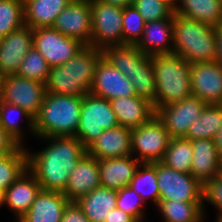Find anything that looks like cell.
I'll return each instance as SVG.
<instances>
[{"label": "cell", "instance_id": "6da1fadb", "mask_svg": "<svg viewBox=\"0 0 222 222\" xmlns=\"http://www.w3.org/2000/svg\"><path fill=\"white\" fill-rule=\"evenodd\" d=\"M39 138L49 145L39 152L27 151L28 169L43 190L63 192L76 164L86 153V147L76 136Z\"/></svg>", "mask_w": 222, "mask_h": 222}, {"label": "cell", "instance_id": "7a4b0ae2", "mask_svg": "<svg viewBox=\"0 0 222 222\" xmlns=\"http://www.w3.org/2000/svg\"><path fill=\"white\" fill-rule=\"evenodd\" d=\"M103 51L85 46L60 66L50 68L46 90L52 94L84 96L90 93L98 61Z\"/></svg>", "mask_w": 222, "mask_h": 222}, {"label": "cell", "instance_id": "3957f363", "mask_svg": "<svg viewBox=\"0 0 222 222\" xmlns=\"http://www.w3.org/2000/svg\"><path fill=\"white\" fill-rule=\"evenodd\" d=\"M173 53L190 64L217 58L216 27L173 12Z\"/></svg>", "mask_w": 222, "mask_h": 222}, {"label": "cell", "instance_id": "277c9868", "mask_svg": "<svg viewBox=\"0 0 222 222\" xmlns=\"http://www.w3.org/2000/svg\"><path fill=\"white\" fill-rule=\"evenodd\" d=\"M83 96L47 92L34 118L36 137L76 136Z\"/></svg>", "mask_w": 222, "mask_h": 222}, {"label": "cell", "instance_id": "5b68a950", "mask_svg": "<svg viewBox=\"0 0 222 222\" xmlns=\"http://www.w3.org/2000/svg\"><path fill=\"white\" fill-rule=\"evenodd\" d=\"M156 80L155 113L192 95L190 63L174 53L151 56Z\"/></svg>", "mask_w": 222, "mask_h": 222}, {"label": "cell", "instance_id": "8992f818", "mask_svg": "<svg viewBox=\"0 0 222 222\" xmlns=\"http://www.w3.org/2000/svg\"><path fill=\"white\" fill-rule=\"evenodd\" d=\"M102 51L108 62L129 79L137 96L151 102L155 109L156 80L151 56L135 45L108 46Z\"/></svg>", "mask_w": 222, "mask_h": 222}, {"label": "cell", "instance_id": "52a82bcc", "mask_svg": "<svg viewBox=\"0 0 222 222\" xmlns=\"http://www.w3.org/2000/svg\"><path fill=\"white\" fill-rule=\"evenodd\" d=\"M111 102L88 93L83 96L76 137L87 147L106 129L117 127Z\"/></svg>", "mask_w": 222, "mask_h": 222}, {"label": "cell", "instance_id": "ba28073f", "mask_svg": "<svg viewBox=\"0 0 222 222\" xmlns=\"http://www.w3.org/2000/svg\"><path fill=\"white\" fill-rule=\"evenodd\" d=\"M92 34L90 47L103 50L108 46L123 45V8L91 0Z\"/></svg>", "mask_w": 222, "mask_h": 222}, {"label": "cell", "instance_id": "9c48e42d", "mask_svg": "<svg viewBox=\"0 0 222 222\" xmlns=\"http://www.w3.org/2000/svg\"><path fill=\"white\" fill-rule=\"evenodd\" d=\"M171 137L163 122L154 115L148 122L131 129L132 156L140 163L160 162Z\"/></svg>", "mask_w": 222, "mask_h": 222}, {"label": "cell", "instance_id": "30bf717a", "mask_svg": "<svg viewBox=\"0 0 222 222\" xmlns=\"http://www.w3.org/2000/svg\"><path fill=\"white\" fill-rule=\"evenodd\" d=\"M159 200L204 202V185L191 174L173 170L162 162H156Z\"/></svg>", "mask_w": 222, "mask_h": 222}, {"label": "cell", "instance_id": "8fae6325", "mask_svg": "<svg viewBox=\"0 0 222 222\" xmlns=\"http://www.w3.org/2000/svg\"><path fill=\"white\" fill-rule=\"evenodd\" d=\"M47 93L46 84L17 74L1 78L0 99L17 105L34 118L38 115Z\"/></svg>", "mask_w": 222, "mask_h": 222}, {"label": "cell", "instance_id": "7c38bea8", "mask_svg": "<svg viewBox=\"0 0 222 222\" xmlns=\"http://www.w3.org/2000/svg\"><path fill=\"white\" fill-rule=\"evenodd\" d=\"M33 47L43 55L50 67H55L67 62L85 45L52 27H38L33 29Z\"/></svg>", "mask_w": 222, "mask_h": 222}, {"label": "cell", "instance_id": "4fadbf2b", "mask_svg": "<svg viewBox=\"0 0 222 222\" xmlns=\"http://www.w3.org/2000/svg\"><path fill=\"white\" fill-rule=\"evenodd\" d=\"M61 34L90 46L92 34L91 0H72L58 15L52 26Z\"/></svg>", "mask_w": 222, "mask_h": 222}, {"label": "cell", "instance_id": "5bb4252c", "mask_svg": "<svg viewBox=\"0 0 222 222\" xmlns=\"http://www.w3.org/2000/svg\"><path fill=\"white\" fill-rule=\"evenodd\" d=\"M207 103L193 95L161 107L156 116L163 122L171 138H185L189 126L199 118Z\"/></svg>", "mask_w": 222, "mask_h": 222}, {"label": "cell", "instance_id": "9a60e30c", "mask_svg": "<svg viewBox=\"0 0 222 222\" xmlns=\"http://www.w3.org/2000/svg\"><path fill=\"white\" fill-rule=\"evenodd\" d=\"M90 93L109 101L137 95L129 79L110 64L104 56L97 63Z\"/></svg>", "mask_w": 222, "mask_h": 222}, {"label": "cell", "instance_id": "2e32d148", "mask_svg": "<svg viewBox=\"0 0 222 222\" xmlns=\"http://www.w3.org/2000/svg\"><path fill=\"white\" fill-rule=\"evenodd\" d=\"M192 95L207 104H222V65L217 61L190 64Z\"/></svg>", "mask_w": 222, "mask_h": 222}, {"label": "cell", "instance_id": "e0dca14e", "mask_svg": "<svg viewBox=\"0 0 222 222\" xmlns=\"http://www.w3.org/2000/svg\"><path fill=\"white\" fill-rule=\"evenodd\" d=\"M32 47L33 29L27 25L0 38V76L16 74Z\"/></svg>", "mask_w": 222, "mask_h": 222}, {"label": "cell", "instance_id": "ac0fdd59", "mask_svg": "<svg viewBox=\"0 0 222 222\" xmlns=\"http://www.w3.org/2000/svg\"><path fill=\"white\" fill-rule=\"evenodd\" d=\"M86 153L97 160L132 156L131 128L118 125L103 130L102 134L86 147Z\"/></svg>", "mask_w": 222, "mask_h": 222}, {"label": "cell", "instance_id": "d6986e66", "mask_svg": "<svg viewBox=\"0 0 222 222\" xmlns=\"http://www.w3.org/2000/svg\"><path fill=\"white\" fill-rule=\"evenodd\" d=\"M101 186L98 160L85 153L69 176L68 184L62 192L70 202H77L85 194Z\"/></svg>", "mask_w": 222, "mask_h": 222}, {"label": "cell", "instance_id": "ffe728a7", "mask_svg": "<svg viewBox=\"0 0 222 222\" xmlns=\"http://www.w3.org/2000/svg\"><path fill=\"white\" fill-rule=\"evenodd\" d=\"M41 189V185L38 183L36 177L27 168L5 190L4 204L15 215L17 222L29 211Z\"/></svg>", "mask_w": 222, "mask_h": 222}, {"label": "cell", "instance_id": "44dd1931", "mask_svg": "<svg viewBox=\"0 0 222 222\" xmlns=\"http://www.w3.org/2000/svg\"><path fill=\"white\" fill-rule=\"evenodd\" d=\"M193 159L190 174L203 185L214 178L219 177L222 157L216 147L215 140H192Z\"/></svg>", "mask_w": 222, "mask_h": 222}, {"label": "cell", "instance_id": "7402d4cb", "mask_svg": "<svg viewBox=\"0 0 222 222\" xmlns=\"http://www.w3.org/2000/svg\"><path fill=\"white\" fill-rule=\"evenodd\" d=\"M173 19L145 22L143 36L136 45L148 56L173 53Z\"/></svg>", "mask_w": 222, "mask_h": 222}, {"label": "cell", "instance_id": "603a6c76", "mask_svg": "<svg viewBox=\"0 0 222 222\" xmlns=\"http://www.w3.org/2000/svg\"><path fill=\"white\" fill-rule=\"evenodd\" d=\"M139 165L135 156L98 160L101 186L119 191L130 184Z\"/></svg>", "mask_w": 222, "mask_h": 222}, {"label": "cell", "instance_id": "cb8c5ba5", "mask_svg": "<svg viewBox=\"0 0 222 222\" xmlns=\"http://www.w3.org/2000/svg\"><path fill=\"white\" fill-rule=\"evenodd\" d=\"M69 202L62 192L41 189L29 211L18 222H61Z\"/></svg>", "mask_w": 222, "mask_h": 222}, {"label": "cell", "instance_id": "d4e9b609", "mask_svg": "<svg viewBox=\"0 0 222 222\" xmlns=\"http://www.w3.org/2000/svg\"><path fill=\"white\" fill-rule=\"evenodd\" d=\"M110 102L117 123L123 127L136 128L156 115L153 104L137 95L115 98Z\"/></svg>", "mask_w": 222, "mask_h": 222}, {"label": "cell", "instance_id": "484cf974", "mask_svg": "<svg viewBox=\"0 0 222 222\" xmlns=\"http://www.w3.org/2000/svg\"><path fill=\"white\" fill-rule=\"evenodd\" d=\"M91 222H106L110 211L116 208L117 191L99 186L77 201Z\"/></svg>", "mask_w": 222, "mask_h": 222}, {"label": "cell", "instance_id": "4316f807", "mask_svg": "<svg viewBox=\"0 0 222 222\" xmlns=\"http://www.w3.org/2000/svg\"><path fill=\"white\" fill-rule=\"evenodd\" d=\"M72 0H28L24 3V24L32 29L52 27L57 15Z\"/></svg>", "mask_w": 222, "mask_h": 222}, {"label": "cell", "instance_id": "83f0119b", "mask_svg": "<svg viewBox=\"0 0 222 222\" xmlns=\"http://www.w3.org/2000/svg\"><path fill=\"white\" fill-rule=\"evenodd\" d=\"M174 12L214 27L222 23V3L219 0H179Z\"/></svg>", "mask_w": 222, "mask_h": 222}, {"label": "cell", "instance_id": "f1b7e54d", "mask_svg": "<svg viewBox=\"0 0 222 222\" xmlns=\"http://www.w3.org/2000/svg\"><path fill=\"white\" fill-rule=\"evenodd\" d=\"M222 128V105L207 104L198 119L189 126L185 139L214 140Z\"/></svg>", "mask_w": 222, "mask_h": 222}, {"label": "cell", "instance_id": "f546056e", "mask_svg": "<svg viewBox=\"0 0 222 222\" xmlns=\"http://www.w3.org/2000/svg\"><path fill=\"white\" fill-rule=\"evenodd\" d=\"M165 222H203L204 202L159 200L156 206Z\"/></svg>", "mask_w": 222, "mask_h": 222}, {"label": "cell", "instance_id": "4dcf8cb0", "mask_svg": "<svg viewBox=\"0 0 222 222\" xmlns=\"http://www.w3.org/2000/svg\"><path fill=\"white\" fill-rule=\"evenodd\" d=\"M19 116L24 117L26 121L28 120L27 125L29 126V131L31 134L35 135L34 117L19 106L7 103L0 99V125L18 145L24 146V144H22L24 142V132L19 125L20 123L17 122Z\"/></svg>", "mask_w": 222, "mask_h": 222}, {"label": "cell", "instance_id": "1f68e13d", "mask_svg": "<svg viewBox=\"0 0 222 222\" xmlns=\"http://www.w3.org/2000/svg\"><path fill=\"white\" fill-rule=\"evenodd\" d=\"M192 159L193 148L191 140L171 138L164 157L160 162L173 170L190 174Z\"/></svg>", "mask_w": 222, "mask_h": 222}, {"label": "cell", "instance_id": "d6a6232c", "mask_svg": "<svg viewBox=\"0 0 222 222\" xmlns=\"http://www.w3.org/2000/svg\"><path fill=\"white\" fill-rule=\"evenodd\" d=\"M157 185L156 162L140 163L129 184L144 202L147 199L151 200L155 206L159 204V189Z\"/></svg>", "mask_w": 222, "mask_h": 222}, {"label": "cell", "instance_id": "836d02e7", "mask_svg": "<svg viewBox=\"0 0 222 222\" xmlns=\"http://www.w3.org/2000/svg\"><path fill=\"white\" fill-rule=\"evenodd\" d=\"M28 168L26 148L18 146L13 152L0 156V189L4 191Z\"/></svg>", "mask_w": 222, "mask_h": 222}, {"label": "cell", "instance_id": "e575fe53", "mask_svg": "<svg viewBox=\"0 0 222 222\" xmlns=\"http://www.w3.org/2000/svg\"><path fill=\"white\" fill-rule=\"evenodd\" d=\"M23 25L24 3L21 0H0V38Z\"/></svg>", "mask_w": 222, "mask_h": 222}, {"label": "cell", "instance_id": "d590c367", "mask_svg": "<svg viewBox=\"0 0 222 222\" xmlns=\"http://www.w3.org/2000/svg\"><path fill=\"white\" fill-rule=\"evenodd\" d=\"M50 68L43 55L32 47L23 58L16 74L46 84Z\"/></svg>", "mask_w": 222, "mask_h": 222}, {"label": "cell", "instance_id": "8d00e7d4", "mask_svg": "<svg viewBox=\"0 0 222 222\" xmlns=\"http://www.w3.org/2000/svg\"><path fill=\"white\" fill-rule=\"evenodd\" d=\"M145 21L133 6L123 8L122 37L123 45H137L143 36Z\"/></svg>", "mask_w": 222, "mask_h": 222}, {"label": "cell", "instance_id": "74e56055", "mask_svg": "<svg viewBox=\"0 0 222 222\" xmlns=\"http://www.w3.org/2000/svg\"><path fill=\"white\" fill-rule=\"evenodd\" d=\"M144 206L145 202L134 191L132 187L127 185L117 191L116 208L121 209L131 215L137 222H144Z\"/></svg>", "mask_w": 222, "mask_h": 222}, {"label": "cell", "instance_id": "f35d334b", "mask_svg": "<svg viewBox=\"0 0 222 222\" xmlns=\"http://www.w3.org/2000/svg\"><path fill=\"white\" fill-rule=\"evenodd\" d=\"M132 5L142 15L145 22L173 19L174 10L161 0H133Z\"/></svg>", "mask_w": 222, "mask_h": 222}, {"label": "cell", "instance_id": "ab89813d", "mask_svg": "<svg viewBox=\"0 0 222 222\" xmlns=\"http://www.w3.org/2000/svg\"><path fill=\"white\" fill-rule=\"evenodd\" d=\"M203 201L209 202L222 215V180L214 178L204 184Z\"/></svg>", "mask_w": 222, "mask_h": 222}, {"label": "cell", "instance_id": "60d3db41", "mask_svg": "<svg viewBox=\"0 0 222 222\" xmlns=\"http://www.w3.org/2000/svg\"><path fill=\"white\" fill-rule=\"evenodd\" d=\"M61 222H91L77 202H69L65 207Z\"/></svg>", "mask_w": 222, "mask_h": 222}, {"label": "cell", "instance_id": "b9f144b4", "mask_svg": "<svg viewBox=\"0 0 222 222\" xmlns=\"http://www.w3.org/2000/svg\"><path fill=\"white\" fill-rule=\"evenodd\" d=\"M19 145L0 125V156L13 152Z\"/></svg>", "mask_w": 222, "mask_h": 222}, {"label": "cell", "instance_id": "7bdbcfd3", "mask_svg": "<svg viewBox=\"0 0 222 222\" xmlns=\"http://www.w3.org/2000/svg\"><path fill=\"white\" fill-rule=\"evenodd\" d=\"M106 222H137L131 215L122 211L121 209L114 208L110 211V215Z\"/></svg>", "mask_w": 222, "mask_h": 222}, {"label": "cell", "instance_id": "ee69618b", "mask_svg": "<svg viewBox=\"0 0 222 222\" xmlns=\"http://www.w3.org/2000/svg\"><path fill=\"white\" fill-rule=\"evenodd\" d=\"M217 58L216 61L222 65V23L216 27Z\"/></svg>", "mask_w": 222, "mask_h": 222}, {"label": "cell", "instance_id": "f6af8a7d", "mask_svg": "<svg viewBox=\"0 0 222 222\" xmlns=\"http://www.w3.org/2000/svg\"><path fill=\"white\" fill-rule=\"evenodd\" d=\"M106 4L117 5L122 8L132 5L133 0H97Z\"/></svg>", "mask_w": 222, "mask_h": 222}, {"label": "cell", "instance_id": "bcb514c9", "mask_svg": "<svg viewBox=\"0 0 222 222\" xmlns=\"http://www.w3.org/2000/svg\"><path fill=\"white\" fill-rule=\"evenodd\" d=\"M214 140L216 143V147L218 148L219 154L222 157V128Z\"/></svg>", "mask_w": 222, "mask_h": 222}, {"label": "cell", "instance_id": "7dc6e473", "mask_svg": "<svg viewBox=\"0 0 222 222\" xmlns=\"http://www.w3.org/2000/svg\"><path fill=\"white\" fill-rule=\"evenodd\" d=\"M161 1L168 4L173 10L175 9V7L177 6L179 2V0H161Z\"/></svg>", "mask_w": 222, "mask_h": 222}, {"label": "cell", "instance_id": "c3c4849f", "mask_svg": "<svg viewBox=\"0 0 222 222\" xmlns=\"http://www.w3.org/2000/svg\"><path fill=\"white\" fill-rule=\"evenodd\" d=\"M4 195L5 191L3 189H0V207L4 205Z\"/></svg>", "mask_w": 222, "mask_h": 222}, {"label": "cell", "instance_id": "681fc988", "mask_svg": "<svg viewBox=\"0 0 222 222\" xmlns=\"http://www.w3.org/2000/svg\"><path fill=\"white\" fill-rule=\"evenodd\" d=\"M216 222H222V215L217 214Z\"/></svg>", "mask_w": 222, "mask_h": 222}, {"label": "cell", "instance_id": "f907efd6", "mask_svg": "<svg viewBox=\"0 0 222 222\" xmlns=\"http://www.w3.org/2000/svg\"><path fill=\"white\" fill-rule=\"evenodd\" d=\"M218 178L222 180V163H221V167L219 170V177Z\"/></svg>", "mask_w": 222, "mask_h": 222}]
</instances>
